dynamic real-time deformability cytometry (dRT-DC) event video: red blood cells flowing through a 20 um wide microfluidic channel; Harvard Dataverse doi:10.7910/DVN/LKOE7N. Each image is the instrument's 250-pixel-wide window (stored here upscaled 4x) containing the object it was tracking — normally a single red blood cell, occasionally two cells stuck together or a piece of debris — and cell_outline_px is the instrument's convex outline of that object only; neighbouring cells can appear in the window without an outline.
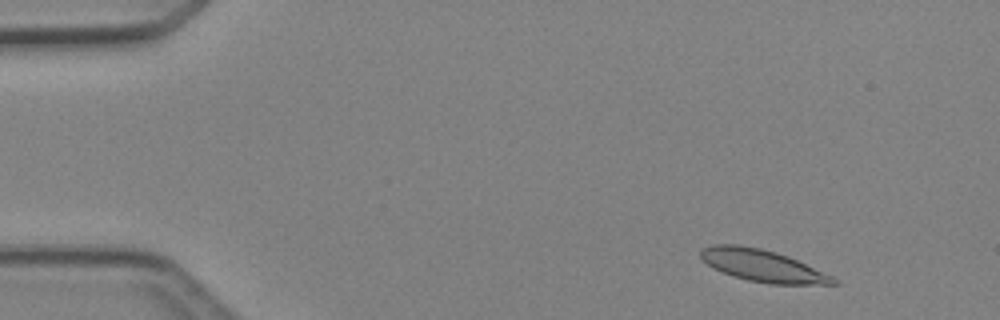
{"species": "Egyptian fruit bat (a non-hibernating species)", "species_latin": "Rousettus aegyptiacus", "temperature_condition": "cold", "stored_images_in_passage": 47, "camera_frame_rate_fps": 3000, "um_per_image_px": 0.085, "animal": {"sex": "female"}, "frame": {"image": 1, "passage_image": 4, "time_ms": 1.0, "image_size_px": [1000, 320], "cell_outline_px": [[840, 284], [768, 284], [748, 280], [724, 272], [708, 264], [700, 256], [700, 248], [712, 244], [736, 244], [760, 248], [776, 252], [788, 256], [832, 276], [840, 280]], "centroid_in_image_um": [64.83, 22.57], "position_along_channel_um": 20.2, "area_um2": 24.51}}
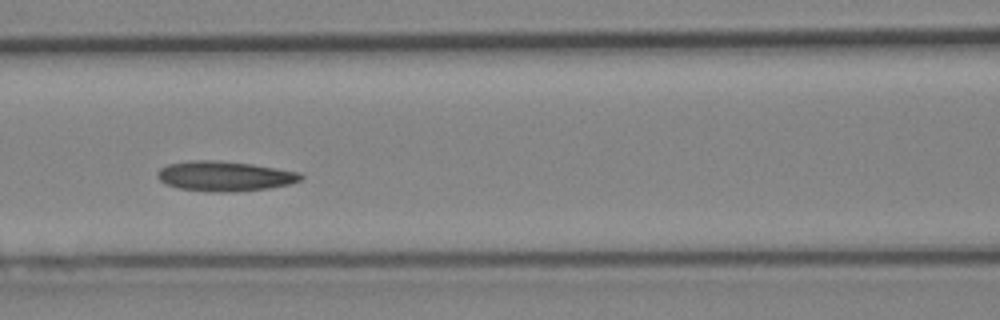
{"frame": {"image": 2, "passage_image": 20, "time_ms": 6.333, "image_size_px": [1000, 320], "cell_outline_px": [[304, 176], [300, 180], [288, 184], [268, 188], [232, 192], [212, 192], [176, 188], [160, 180], [156, 176], [156, 172], [160, 168], [168, 164], [192, 160], [216, 160], [252, 164], [300, 172]], "centroid_in_image_um": [19.07, 14.97], "position_along_channel_um": 147.5, "area_um2": 25.03}}
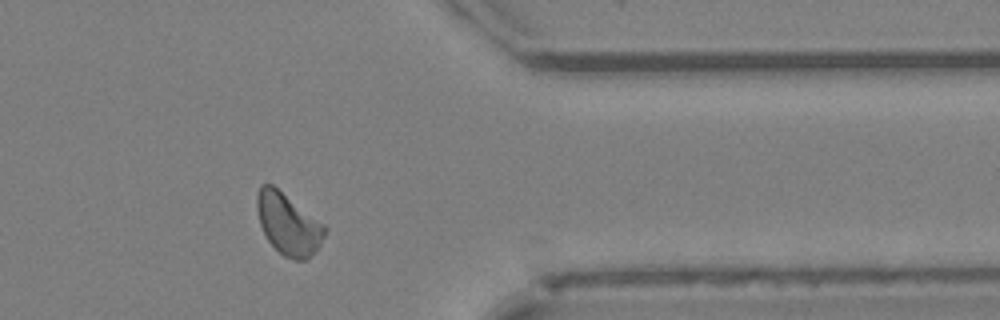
{"frame": {"image": 3, "passage_image": 38, "time_ms": 12.333, "image_size_px": [1000, 320], "cell_outline_px": [[328, 228], [320, 244], [304, 260], [296, 260], [284, 256], [268, 240], [260, 224], [256, 208], [256, 196], [260, 184], [272, 184], [324, 224]], "centroid_in_image_um": [24.48, 19.01], "position_along_channel_um": 386.9, "area_um2": 23.87}}